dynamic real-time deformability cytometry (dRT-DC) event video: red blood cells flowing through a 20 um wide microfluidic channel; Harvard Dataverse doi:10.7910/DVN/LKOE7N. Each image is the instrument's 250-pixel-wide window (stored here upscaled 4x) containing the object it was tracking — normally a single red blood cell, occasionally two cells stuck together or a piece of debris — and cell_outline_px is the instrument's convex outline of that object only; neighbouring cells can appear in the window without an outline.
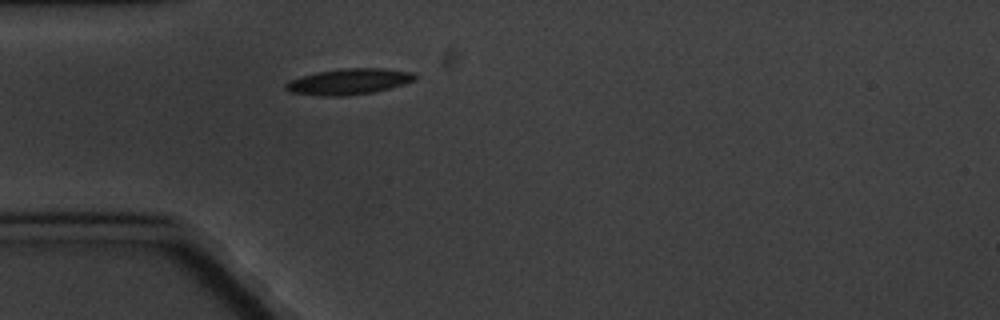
{"species": "common noctule bat (a hibernating species)", "species_latin": "Nyctalus noctula", "temperature_condition": "cold", "stored_images_in_passage": 1, "camera_frame_rate_fps": 3000, "um_per_image_px": 0.085, "animal": {"sex": "male", "body_mass_g": 20.1, "forearm_length_mm": 53.5}, "frame": {"image": 1, "passage_image": 1, "time_ms": 0.0, "image_size_px": [1000, 320], "cell_outline_px": [[416, 80], [388, 88], [372, 92], [344, 96], [324, 96], [292, 92], [284, 88], [284, 84], [288, 80], [300, 76], [316, 72], [340, 68], [384, 68], [416, 72]], "centroid_in_image_um": [29.64, 6.91], "position_along_channel_um": 55.4, "area_um2": 19.59}}